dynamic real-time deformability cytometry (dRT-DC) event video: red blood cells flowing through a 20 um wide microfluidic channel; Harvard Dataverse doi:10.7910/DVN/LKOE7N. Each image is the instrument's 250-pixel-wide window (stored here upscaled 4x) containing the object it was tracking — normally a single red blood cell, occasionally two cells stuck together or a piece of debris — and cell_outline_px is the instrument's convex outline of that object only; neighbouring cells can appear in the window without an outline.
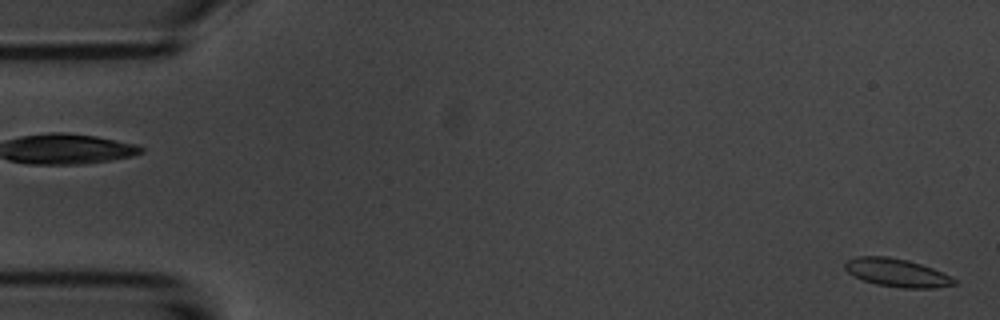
{"species": "common noctule bat (a hibernating species)", "species_latin": "Nyctalus noctula", "temperature_condition": "room temperature", "stored_images_in_passage": 6, "segment_of_instrument_passage": [2, 2], "camera_frame_rate_fps": 3000, "um_per_image_px": 0.085, "animal": {"sex": "male", "body_mass_g": 20.1, "forearm_length_mm": 53.5}, "frame": {"image": 1, "passage_image": 6, "time_ms": 5.667, "image_size_px": [1000, 320], "cell_outline_px": [[960, 284], [936, 288], [904, 288], [876, 284], [864, 280], [848, 272], [844, 268], [844, 264], [848, 260], [856, 256], [888, 256], [908, 260], [932, 268], [956, 280]], "centroid_in_image_um": [76.25, 23.18], "position_along_channel_um": 8.8, "area_um2": 17.8}}